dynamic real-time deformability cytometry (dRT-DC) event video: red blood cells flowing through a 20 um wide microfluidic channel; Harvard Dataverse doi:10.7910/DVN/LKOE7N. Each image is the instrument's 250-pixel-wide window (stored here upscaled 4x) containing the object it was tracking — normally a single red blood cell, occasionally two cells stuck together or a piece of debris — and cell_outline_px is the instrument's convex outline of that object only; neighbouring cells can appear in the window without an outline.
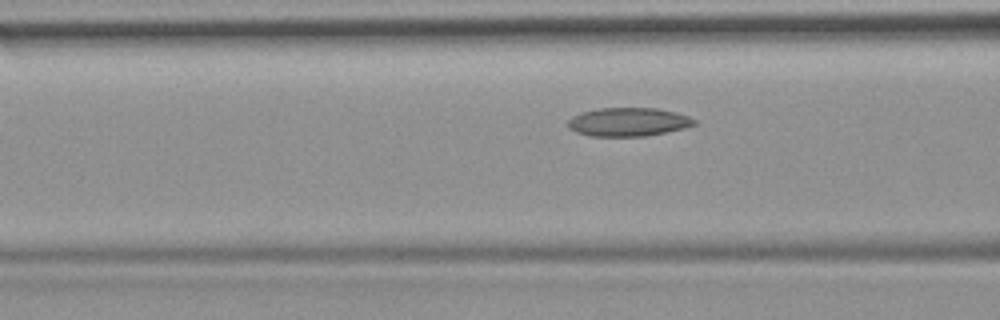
{"species": "common noctule bat (a hibernating species)", "species_latin": "Nyctalus noctula", "temperature_condition": "room temperature", "stored_images_in_passage": 9, "camera_frame_rate_fps": 3000, "um_per_image_px": 0.085, "animal": {"sex": "female", "body_mass_g": 19.9}, "frame": {"image": 1, "passage_image": 6, "time_ms": 1.667, "image_size_px": [1000, 320], "cell_outline_px": [[696, 124], [684, 128], [648, 136], [588, 136], [576, 132], [568, 128], [568, 120], [572, 116], [580, 112], [600, 108], [656, 108], [676, 112], [688, 116], [696, 120]], "centroid_in_image_um": [53.38, 10.37], "position_along_channel_um": 113.2, "area_um2": 21.15}}
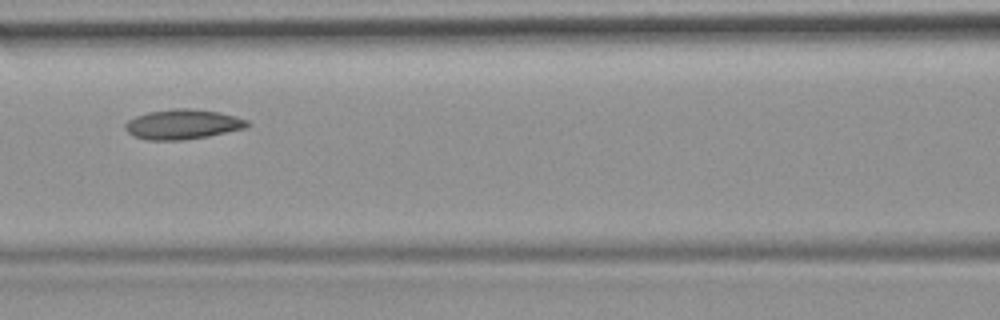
{"frame": {"image": 2, "passage_image": 7, "time_ms": 2.0, "image_size_px": [1000, 320], "cell_outline_px": [[252, 124], [248, 128], [208, 136], [184, 140], [148, 140], [132, 136], [124, 128], [124, 124], [128, 120], [136, 116], [148, 112], [176, 108], [188, 108], [220, 112], [236, 116], [248, 120]], "centroid_in_image_um": [15.56, 10.57], "position_along_channel_um": 151.0, "area_um2": 21.5}}